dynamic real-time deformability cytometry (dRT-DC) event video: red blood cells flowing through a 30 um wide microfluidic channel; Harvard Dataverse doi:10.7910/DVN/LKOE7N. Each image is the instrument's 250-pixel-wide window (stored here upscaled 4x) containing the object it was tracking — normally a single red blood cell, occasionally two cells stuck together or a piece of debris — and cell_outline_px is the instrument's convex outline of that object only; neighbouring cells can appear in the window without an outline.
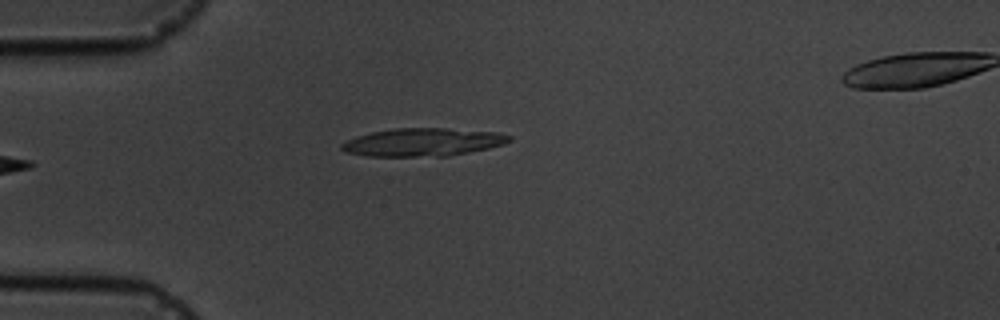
{"species": "common noctule bat (a hibernating species)", "species_latin": "Nyctalus noctula", "temperature_condition": "cold", "stored_images_in_passage": 5, "camera_frame_rate_fps": 3000, "um_per_image_px": 0.085, "animal": {"sex": "male", "body_mass_g": 19.5, "forearm_length_mm": 54.6}, "frame": {"image": 1, "passage_image": 5, "time_ms": 5.333, "image_size_px": [1000, 320], "cell_outline_px": [[512, 140], [504, 144], [488, 148], [448, 156], [368, 156], [344, 152], [340, 148], [340, 144], [356, 136], [372, 132], [396, 128], [448, 128], [500, 132], [512, 136]], "centroid_in_image_um": [35.96, 12.08], "position_along_channel_um": 49.0, "area_um2": 27.46}}